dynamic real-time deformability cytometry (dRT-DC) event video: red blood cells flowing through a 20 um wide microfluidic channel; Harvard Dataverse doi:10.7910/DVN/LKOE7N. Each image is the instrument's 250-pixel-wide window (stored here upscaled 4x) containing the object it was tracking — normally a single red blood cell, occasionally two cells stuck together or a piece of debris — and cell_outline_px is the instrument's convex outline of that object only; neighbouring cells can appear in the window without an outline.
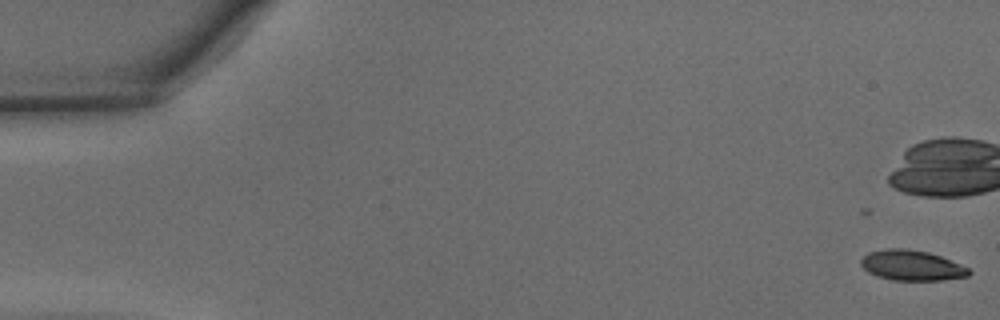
{"species": "common noctule bat (a hibernating species)", "species_latin": "Nyctalus noctula", "temperature_condition": "warm", "stored_images_in_passage": 13, "camera_frame_rate_fps": 3000, "um_per_image_px": 0.085, "animal": {"sex": "male", "body_mass_g": 15.6}, "frame": {"image": 1, "passage_image": 1, "time_ms": 0.0, "image_size_px": [1000, 320], "cell_outline_px": [[972, 272], [968, 276], [944, 280], [892, 280], [876, 276], [868, 272], [860, 264], [860, 260], [868, 252], [888, 248], [908, 248], [928, 252], [940, 256], [960, 264], [968, 268]], "centroid_in_image_um": [77.48, 22.56], "position_along_channel_um": 7.5, "area_um2": 19.13}}